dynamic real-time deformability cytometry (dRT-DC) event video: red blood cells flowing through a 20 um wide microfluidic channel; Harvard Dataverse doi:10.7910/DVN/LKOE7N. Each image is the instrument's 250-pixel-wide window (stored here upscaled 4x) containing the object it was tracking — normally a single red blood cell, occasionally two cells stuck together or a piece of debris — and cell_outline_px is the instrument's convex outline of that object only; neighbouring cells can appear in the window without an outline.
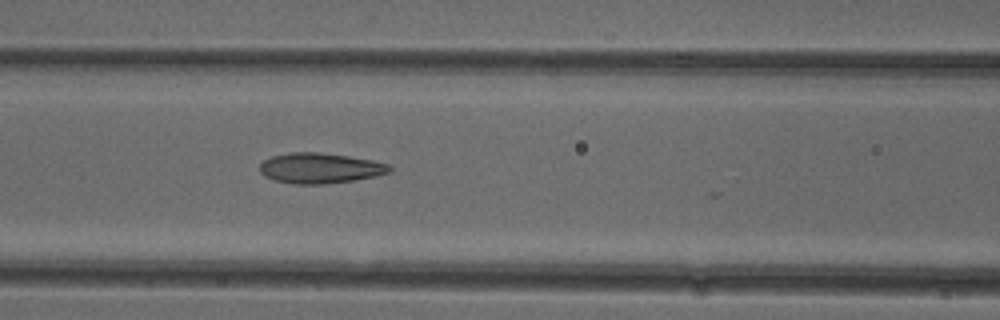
{"species": "common noctule bat (a hibernating species)", "species_latin": "Nyctalus noctula", "temperature_condition": "cold", "stored_images_in_passage": 23, "camera_frame_rate_fps": 3000, "um_per_image_px": 0.085, "animal": {"sex": "female"}, "frame": {"image": 1, "passage_image": 22, "time_ms": 7.0, "image_size_px": [1000, 320], "cell_outline_px": [[392, 172], [376, 176], [356, 180], [320, 184], [292, 184], [276, 180], [264, 176], [260, 172], [260, 164], [264, 160], [272, 156], [292, 152], [320, 152], [348, 156], [372, 160], [388, 164], [392, 168]], "centroid_in_image_um": [27.22, 14.29], "position_along_channel_um": 139.4, "area_um2": 23.0}}